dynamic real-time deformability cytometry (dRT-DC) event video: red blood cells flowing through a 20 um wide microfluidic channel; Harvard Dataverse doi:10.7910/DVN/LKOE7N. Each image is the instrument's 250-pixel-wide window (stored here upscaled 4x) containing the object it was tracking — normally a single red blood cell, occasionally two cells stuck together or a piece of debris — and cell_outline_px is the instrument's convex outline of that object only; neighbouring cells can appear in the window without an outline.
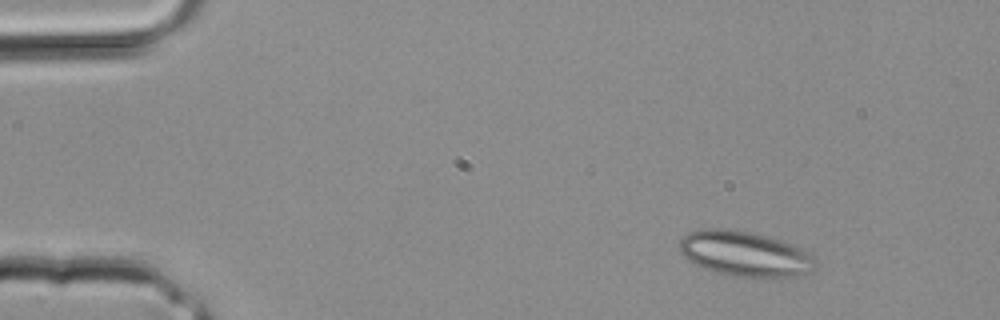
{"species": "common noctule bat (a hibernating species)", "species_latin": "Nyctalus noctula", "temperature_condition": "room temperature", "stored_images_in_passage": 2, "camera_frame_rate_fps": 3000, "um_per_image_px": 0.085, "animal": {"sex": "male", "body_mass_g": 20.4}, "frame": {"image": 1, "passage_image": 1, "time_ms": 0.0, "image_size_px": [1000, 320], "cell_outline_px": [[812, 272], [792, 276], [732, 276], [716, 272], [704, 268], [688, 260], [680, 252], [680, 240], [688, 232], [704, 228], [724, 228], [748, 232], [784, 240], [800, 248], [812, 256]], "centroid_in_image_um": [63.25, 21.55], "position_along_channel_um": 21.8, "area_um2": 35.14}}